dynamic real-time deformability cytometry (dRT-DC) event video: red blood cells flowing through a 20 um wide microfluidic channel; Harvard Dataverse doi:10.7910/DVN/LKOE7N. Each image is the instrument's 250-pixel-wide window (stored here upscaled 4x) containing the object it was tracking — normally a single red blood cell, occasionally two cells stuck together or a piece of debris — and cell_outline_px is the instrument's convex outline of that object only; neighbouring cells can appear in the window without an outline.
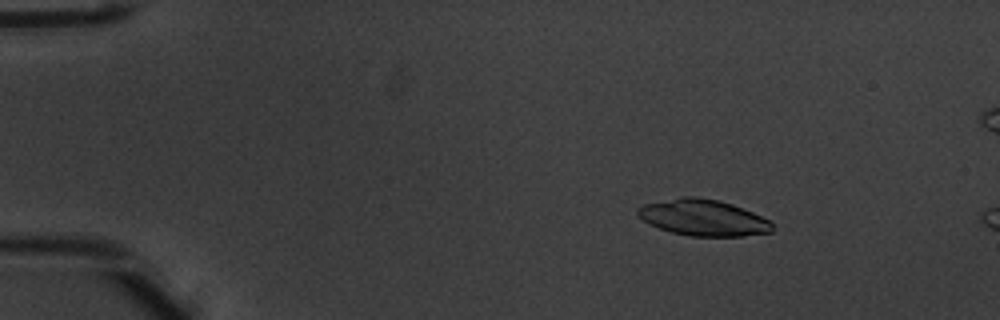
{"species": "common noctule bat (a hibernating species)", "species_latin": "Nyctalus noctula", "temperature_condition": "warm", "stored_images_in_passage": 5, "camera_frame_rate_fps": 3000, "um_per_image_px": 0.085, "animal": {"sex": "male", "body_mass_g": 20.1, "forearm_length_mm": 53.5}, "frame": {"image": 1, "passage_image": 3, "time_ms": 0.667, "image_size_px": [1000, 320], "cell_outline_px": [[772, 232], [744, 236], [688, 236], [672, 232], [648, 224], [636, 212], [636, 208], [644, 204], [684, 196], [696, 196], [720, 200], [732, 204], [752, 212], [768, 220], [772, 224]], "centroid_in_image_um": [59.76, 18.5], "position_along_channel_um": 25.2, "area_um2": 28.32}}